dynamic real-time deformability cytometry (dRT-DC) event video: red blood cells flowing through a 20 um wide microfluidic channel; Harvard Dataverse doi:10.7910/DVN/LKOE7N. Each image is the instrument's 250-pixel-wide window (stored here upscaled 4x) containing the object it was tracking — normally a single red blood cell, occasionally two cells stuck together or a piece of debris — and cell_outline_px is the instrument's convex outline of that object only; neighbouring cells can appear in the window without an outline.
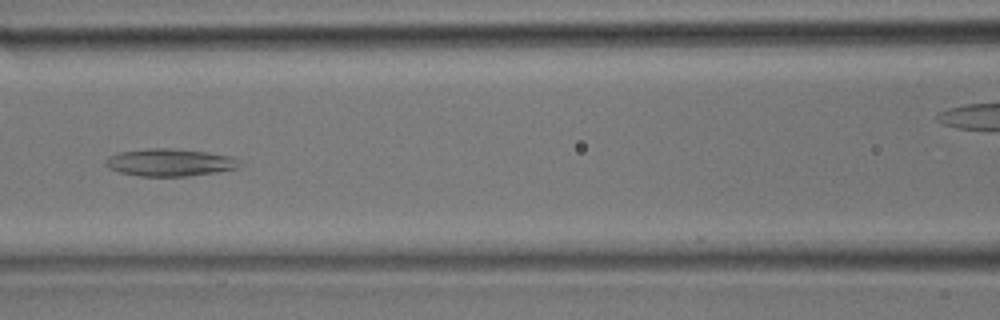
{"species": "common noctule bat (a hibernating species)", "species_latin": "Nyctalus noctula", "temperature_condition": "room temperature", "stored_images_in_passage": 27, "camera_frame_rate_fps": 3000, "um_per_image_px": 0.085, "animal": {"sex": "male", "body_mass_g": 17.9}, "frame": {"image": 1, "passage_image": 8, "time_ms": 2.333, "image_size_px": [1000, 320], "cell_outline_px": [[244, 164], [236, 168], [216, 172], [188, 176], [140, 176], [120, 172], [108, 168], [104, 164], [104, 160], [108, 156], [120, 152], [148, 148], [168, 148], [208, 152], [228, 156]], "centroid_in_image_um": [14.39, 13.81], "position_along_channel_um": 152.2, "area_um2": 21.33}}
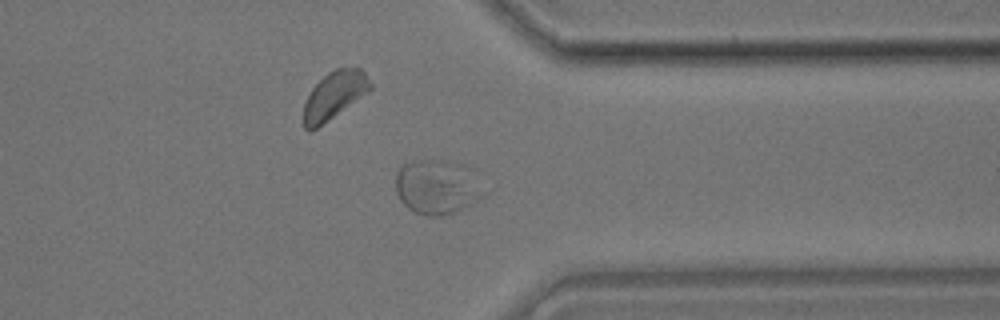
{"frame": {"image": 2, "passage_image": 19, "time_ms": 6.0, "image_size_px": [1000, 320], "cell_outline_px": [[488, 192], [476, 204], [444, 216], [424, 216], [408, 208], [400, 200], [396, 192], [396, 172], [400, 164], [412, 160], [444, 160], [464, 164], [476, 168]], "centroid_in_image_um": [37.27, 15.87], "position_along_channel_um": 374.1, "area_um2": 29.59}}